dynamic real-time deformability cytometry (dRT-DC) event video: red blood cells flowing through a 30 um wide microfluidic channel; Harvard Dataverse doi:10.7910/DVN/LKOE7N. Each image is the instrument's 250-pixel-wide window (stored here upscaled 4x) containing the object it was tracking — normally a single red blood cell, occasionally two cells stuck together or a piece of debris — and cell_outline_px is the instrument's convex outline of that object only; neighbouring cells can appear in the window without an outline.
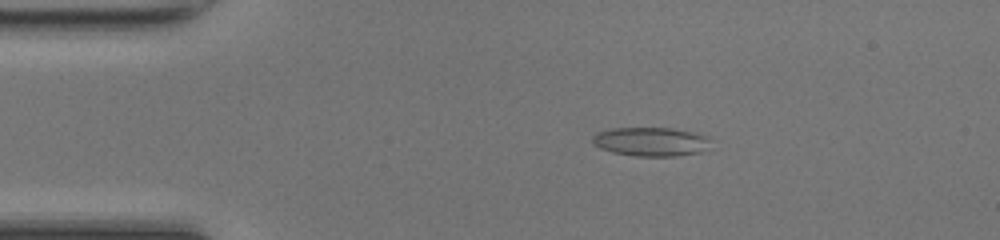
{"species": "common noctule bat (a hibernating species)", "species_latin": "Nyctalus noctula", "temperature_condition": "room temperature", "stored_images_in_passage": 41, "camera_frame_rate_fps": 3000, "um_per_image_px": 0.085, "animal": {"sex": "female", "body_mass_g": 17.0, "forearm_length_mm": 48.0}, "frame": {"image": 1, "passage_image": 2, "time_ms": 0.333, "image_size_px": [1000, 240], "cell_outline_px": [[712, 140], [700, 152], [676, 156], [636, 156], [612, 152], [600, 148], [592, 140], [592, 136], [596, 132], [612, 128], [672, 128], [692, 132], [708, 136]], "centroid_in_image_um": [55.31, 12.03], "position_along_channel_um": 29.7, "area_um2": 19.83}}
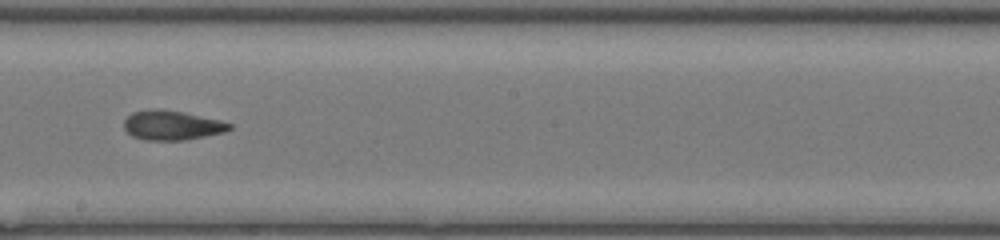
{"frame": {"image": 2, "passage_image": 20, "time_ms": 6.333, "image_size_px": [1000, 240], "cell_outline_px": [[232, 128], [224, 132], [184, 140], [144, 140], [132, 136], [124, 128], [124, 120], [132, 112], [152, 108], [156, 108], [184, 112], [220, 120], [232, 124]], "centroid_in_image_um": [14.59, 10.64], "position_along_channel_um": 233.6, "area_um2": 18.15}}
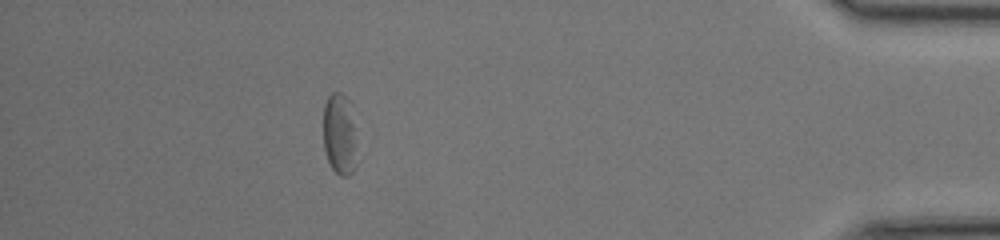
{"frame": {"image": 3, "passage_image": 36, "time_ms": 11.667, "image_size_px": [1000, 240], "cell_outline_px": [[356, 168], [348, 176], [340, 176], [332, 168], [328, 160], [324, 148], [324, 104], [328, 96], [332, 92], [340, 92], [348, 100], [352, 124], [356, 164]], "centroid_in_image_um": [28.82, 11.44], "position_along_channel_um": 406.4, "area_um2": 15.37}, "authors_computed_cell_mechanics": {"area_um2": 18.1492, "velocity_mm_per_s": 4.2707, "shape_relaxation_time_tau1_ms": 5.0409, "shape_relaxation_time_tau2_ms": 1.8179, "deformation_change_tau1": 0.1633, "deformation_change_tau2": 0.0888}}